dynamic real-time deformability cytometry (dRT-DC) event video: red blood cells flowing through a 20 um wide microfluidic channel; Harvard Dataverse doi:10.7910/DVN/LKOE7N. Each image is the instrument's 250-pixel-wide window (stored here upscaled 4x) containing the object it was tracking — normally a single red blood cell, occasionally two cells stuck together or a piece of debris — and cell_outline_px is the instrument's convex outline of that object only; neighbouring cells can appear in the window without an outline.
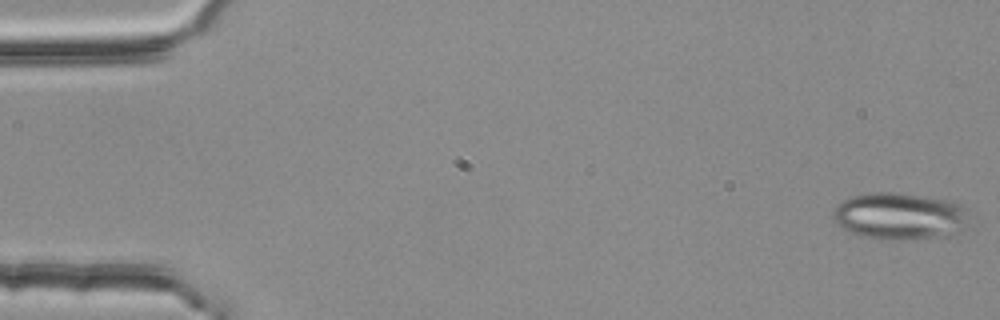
{"species": "common noctule bat (a hibernating species)", "species_latin": "Nyctalus noctula", "temperature_condition": "room temperature", "stored_images_in_passage": 54, "camera_frame_rate_fps": 3000, "um_per_image_px": 0.085, "animal": {"sex": "female", "body_mass_g": 25.1}, "frame": {"image": 1, "passage_image": 1, "time_ms": 0.0, "image_size_px": [1000, 320], "cell_outline_px": [[964, 208], [960, 220], [940, 236], [904, 240], [880, 240], [860, 236], [848, 232], [840, 228], [836, 224], [832, 216], [832, 212], [844, 200], [852, 196], [872, 192], [896, 192], [948, 200], [960, 204]], "centroid_in_image_um": [76.2, 18.35], "position_along_channel_um": 8.8, "area_um2": 35.78}}
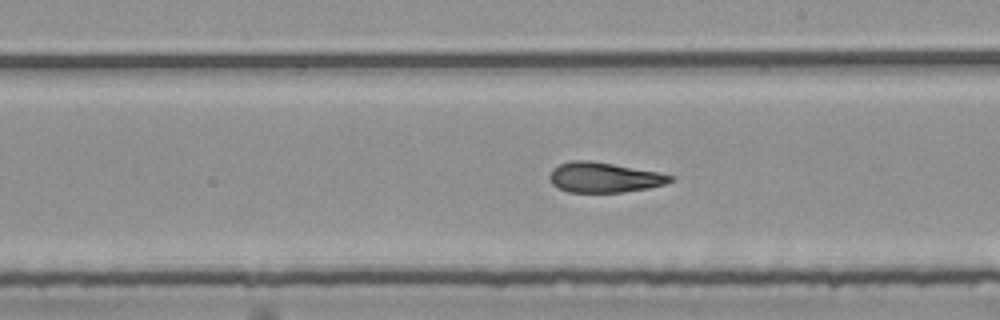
{"frame": {"image": 2, "passage_image": 31, "time_ms": 10.0, "image_size_px": [1000, 320], "cell_outline_px": [[676, 180], [664, 184], [648, 188], [624, 192], [568, 192], [552, 184], [548, 176], [552, 168], [560, 164], [572, 160], [588, 160], [660, 172], [676, 176]], "centroid_in_image_um": [51.38, 15.08], "position_along_channel_um": 237.6, "area_um2": 21.27}}
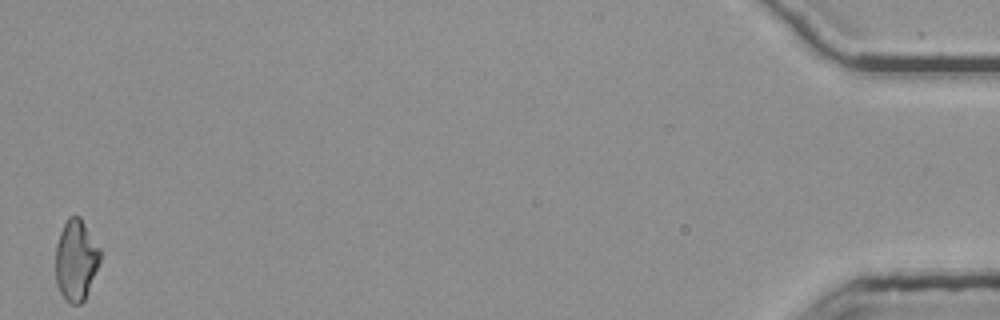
{"frame": {"image": 3, "passage_image": 54, "time_ms": 17.667, "image_size_px": [1000, 320], "cell_outline_px": [[100, 260], [84, 300], [80, 304], [72, 304], [60, 292], [56, 284], [56, 244], [60, 232], [68, 216], [80, 216], [100, 248]], "centroid_in_image_um": [6.45, 22.08], "position_along_channel_um": 428.8, "area_um2": 20.75}, "authors_computed_cell_mechanics": {"area_um2": 21.9929, "velocity_mm_per_s": 3.761, "shape_relaxation_time_tau1_ms": 10.8348, "shape_relaxation_time_tau2_ms": 2.9044, "deformation_change_tau1": 0.292, "deformation_change_tau2": 0.1239}}